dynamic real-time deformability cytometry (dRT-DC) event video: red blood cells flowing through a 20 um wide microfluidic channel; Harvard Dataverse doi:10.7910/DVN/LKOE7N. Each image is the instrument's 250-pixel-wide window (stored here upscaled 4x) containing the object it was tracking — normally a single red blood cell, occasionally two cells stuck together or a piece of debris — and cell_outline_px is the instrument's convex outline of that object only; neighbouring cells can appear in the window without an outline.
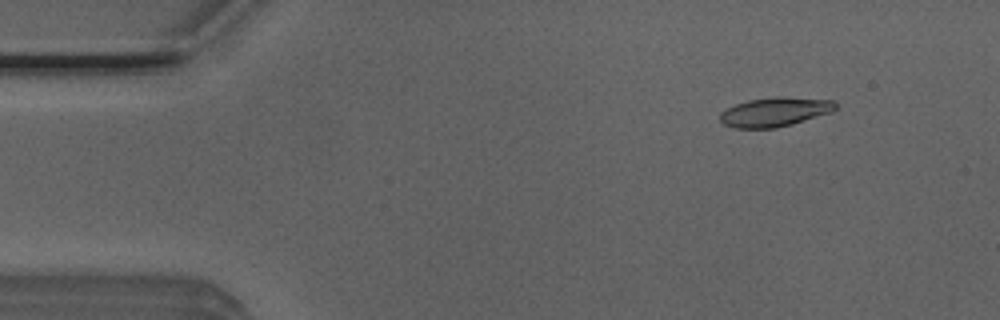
{"species": "Egyptian fruit bat (a non-hibernating species)", "species_latin": "Rousettus aegyptiacus", "temperature_condition": "room temperature", "stored_images_in_passage": 8, "camera_frame_rate_fps": 3000, "um_per_image_px": 0.085, "animal": {"sex": "male"}, "frame": {"image": 1, "passage_image": 2, "time_ms": 0.333, "image_size_px": [1000, 320], "cell_outline_px": [[836, 108], [832, 112], [792, 124], [776, 128], [736, 128], [724, 124], [720, 120], [720, 112], [736, 104], [748, 100], [832, 100], [836, 104]], "centroid_in_image_um": [65.8, 9.59], "position_along_channel_um": 19.2, "area_um2": 18.32}}
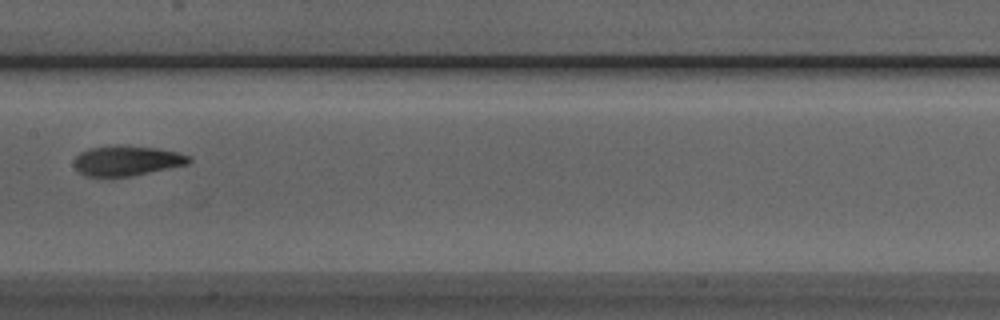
{"frame": {"image": 2, "passage_image": 8, "time_ms": 2.333, "image_size_px": [1000, 320], "cell_outline_px": [[192, 160], [188, 164], [132, 176], [112, 180], [84, 176], [72, 164], [76, 156], [80, 152], [88, 148], [120, 144], [160, 148], [192, 156]], "centroid_in_image_um": [10.73, 13.69], "position_along_channel_um": 196.7, "area_um2": 21.1}}